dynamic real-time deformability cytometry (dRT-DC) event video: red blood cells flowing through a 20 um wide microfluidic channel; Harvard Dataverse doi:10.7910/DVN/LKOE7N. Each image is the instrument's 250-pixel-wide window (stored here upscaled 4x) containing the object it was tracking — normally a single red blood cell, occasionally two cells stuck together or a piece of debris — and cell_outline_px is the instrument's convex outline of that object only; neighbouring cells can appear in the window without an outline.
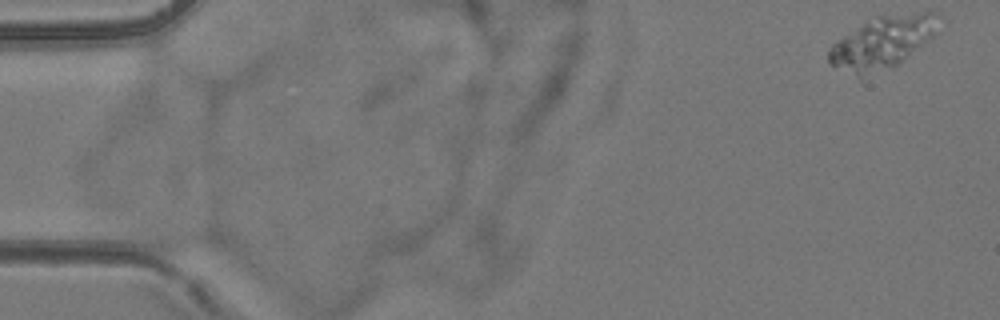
{"species": "common noctule bat (a hibernating species)", "species_latin": "Nyctalus noctula", "temperature_condition": "room temperature", "stored_images_in_passage": 4, "camera_frame_rate_fps": 3000, "um_per_image_px": 0.085, "animal": {"sex": "female", "body_mass_g": 24.6, "forearm_length_mm": 56.2}, "frame": {"image": 1, "passage_image": 1, "time_ms": 0.0, "image_size_px": [1000, 320], "cell_outline_px": [[940, 16], [936, 32], [928, 40], [896, 64], [860, 80], [828, 64], [828, 48], [836, 40], [876, 16], [920, 12], [936, 12]], "centroid_in_image_um": [74.93, 3.64], "position_along_channel_um": 10.1, "area_um2": 33.29}}